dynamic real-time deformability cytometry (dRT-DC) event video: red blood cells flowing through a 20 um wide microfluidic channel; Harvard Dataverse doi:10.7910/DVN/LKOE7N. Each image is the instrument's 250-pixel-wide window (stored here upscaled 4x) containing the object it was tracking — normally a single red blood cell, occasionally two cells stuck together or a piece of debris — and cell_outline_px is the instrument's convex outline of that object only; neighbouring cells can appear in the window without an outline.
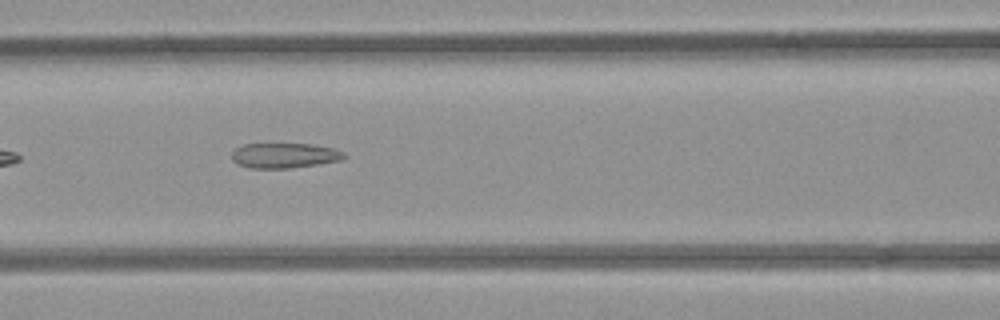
{"species": "common noctule bat (a hibernating species)", "species_latin": "Nyctalus noctula", "temperature_condition": "room temperature", "stored_images_in_passage": 6, "camera_frame_rate_fps": 3000, "um_per_image_px": 0.085, "animal": {"sex": "female", "body_mass_g": 21.9}, "frame": {"image": 1, "passage_image": 4, "time_ms": 3.333, "image_size_px": [1000, 320], "cell_outline_px": [[348, 156], [344, 160], [288, 168], [248, 168], [236, 164], [232, 160], [232, 152], [236, 148], [244, 144], [312, 144], [332, 148], [344, 152]], "centroid_in_image_um": [24.18, 13.22], "position_along_channel_um": 142.4, "area_um2": 16.47}}
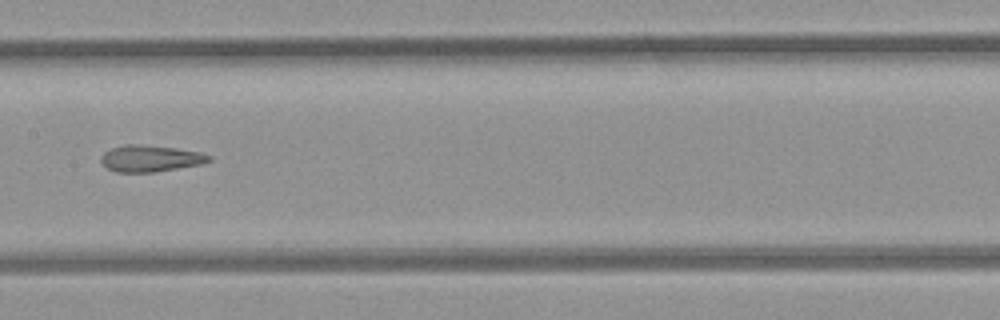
{"frame": {"image": 2, "passage_image": 5, "time_ms": 4.667, "image_size_px": [1000, 320], "cell_outline_px": [[212, 160], [200, 164], [152, 172], [116, 172], [108, 168], [100, 160], [100, 156], [104, 152], [112, 148], [124, 144], [140, 144], [176, 148], [200, 152], [212, 156]], "centroid_in_image_um": [12.77, 13.45], "position_along_channel_um": 194.6, "area_um2": 16.59}}
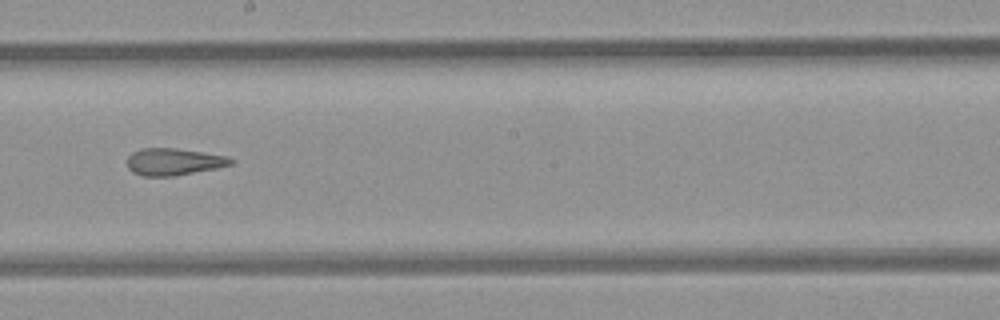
{"frame": {"image": 3, "passage_image": 6, "time_ms": 5.667, "image_size_px": [1000, 320], "cell_outline_px": [[236, 160], [232, 164], [216, 168], [176, 176], [144, 176], [132, 172], [128, 168], [128, 156], [132, 152], [144, 148], [176, 148], [228, 156]], "centroid_in_image_um": [14.78, 13.75], "position_along_channel_um": 233.4, "area_um2": 16.36}}